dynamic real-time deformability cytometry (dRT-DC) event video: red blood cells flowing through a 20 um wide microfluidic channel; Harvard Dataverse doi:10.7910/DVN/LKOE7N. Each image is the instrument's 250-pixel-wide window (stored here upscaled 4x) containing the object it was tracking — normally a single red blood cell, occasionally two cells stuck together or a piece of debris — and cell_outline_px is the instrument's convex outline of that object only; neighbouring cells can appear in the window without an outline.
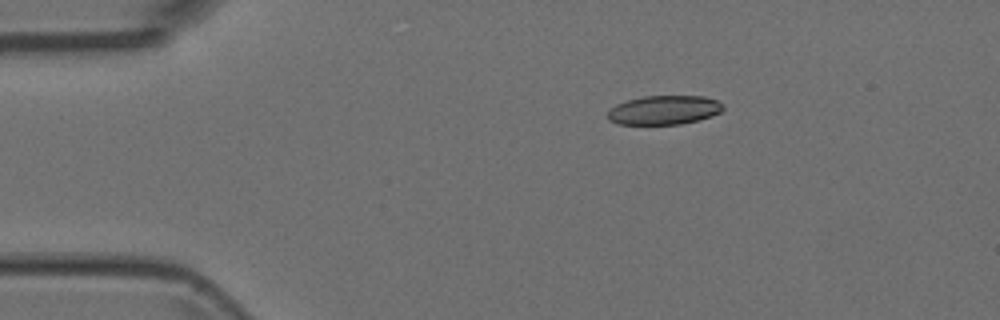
{"species": "Egyptian fruit bat (a non-hibernating species)", "species_latin": "Rousettus aegyptiacus", "temperature_condition": "room temperature", "stored_images_in_passage": 43, "camera_frame_rate_fps": 3000, "um_per_image_px": 0.085, "animal": {"sex": "female"}, "frame": {"image": 1, "passage_image": 1, "time_ms": 0.0, "image_size_px": [1000, 320], "cell_outline_px": [[724, 108], [720, 112], [712, 116], [680, 124], [616, 124], [608, 120], [608, 112], [616, 104], [628, 100], [644, 96], [704, 96], [716, 100], [724, 104]], "centroid_in_image_um": [56.45, 9.35], "position_along_channel_um": 28.5, "area_um2": 19.48}}
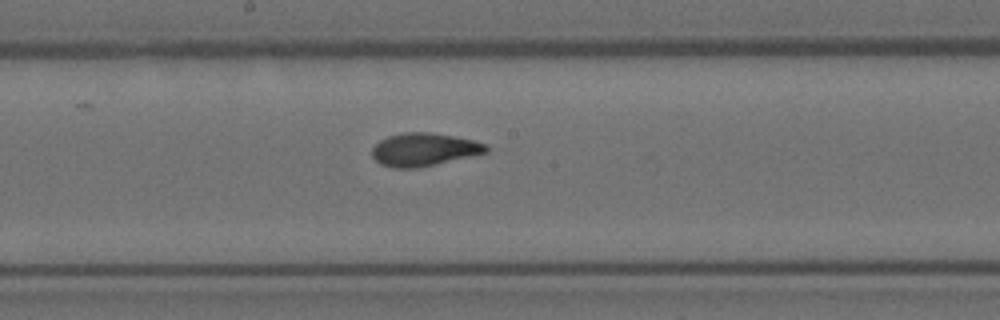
{"frame": {"image": 2, "passage_image": 19, "time_ms": 6.0, "image_size_px": [1000, 320], "cell_outline_px": [[488, 152], [416, 168], [392, 168], [380, 164], [372, 156], [372, 148], [380, 140], [388, 136], [404, 132], [428, 132], [452, 136], [472, 140], [484, 144], [488, 148]], "centroid_in_image_um": [35.98, 12.71], "position_along_channel_um": 212.2, "area_um2": 21.62}}
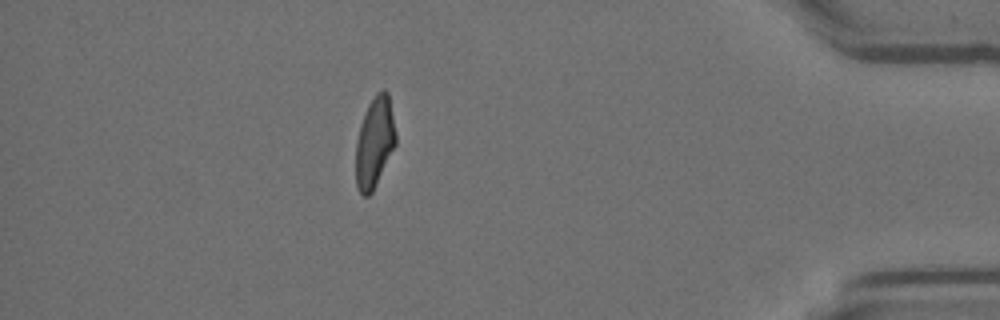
{"frame": {"image": 3, "passage_image": 37, "time_ms": 12.0, "image_size_px": [1000, 320], "cell_outline_px": [[396, 144], [372, 192], [368, 196], [364, 196], [360, 192], [356, 184], [356, 140], [360, 124], [368, 104], [376, 92], [384, 88], [388, 92], [396, 136]], "centroid_in_image_um": [31.83, 12.07], "position_along_channel_um": 403.4, "area_um2": 20.98}}